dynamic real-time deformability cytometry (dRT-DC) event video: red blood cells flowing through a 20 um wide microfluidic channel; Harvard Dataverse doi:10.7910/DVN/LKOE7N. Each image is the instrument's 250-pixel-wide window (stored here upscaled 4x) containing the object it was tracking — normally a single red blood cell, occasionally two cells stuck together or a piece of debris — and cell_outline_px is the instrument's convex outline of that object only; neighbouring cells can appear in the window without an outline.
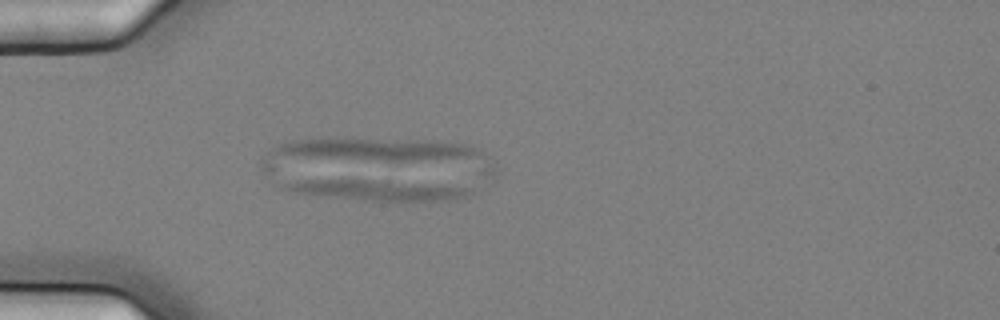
{"species": "common noctule bat (a hibernating species)", "species_latin": "Nyctalus noctula", "temperature_condition": "cold", "stored_images_in_passage": 4, "camera_frame_rate_fps": 3000, "um_per_image_px": 0.085, "animal": {"sex": "female", "body_mass_g": 25.1}, "frame": {"image": 1, "passage_image": 4, "time_ms": 1.0, "image_size_px": [1000, 320], "cell_outline_px": [[472, 192], [468, 196], [456, 200], [364, 200], [296, 192], [280, 188], [280, 180], [368, 180], [424, 184], [468, 188]], "centroid_in_image_um": [31.94, 16.15], "position_along_channel_um": 53.1, "area_um2": 21.27}}